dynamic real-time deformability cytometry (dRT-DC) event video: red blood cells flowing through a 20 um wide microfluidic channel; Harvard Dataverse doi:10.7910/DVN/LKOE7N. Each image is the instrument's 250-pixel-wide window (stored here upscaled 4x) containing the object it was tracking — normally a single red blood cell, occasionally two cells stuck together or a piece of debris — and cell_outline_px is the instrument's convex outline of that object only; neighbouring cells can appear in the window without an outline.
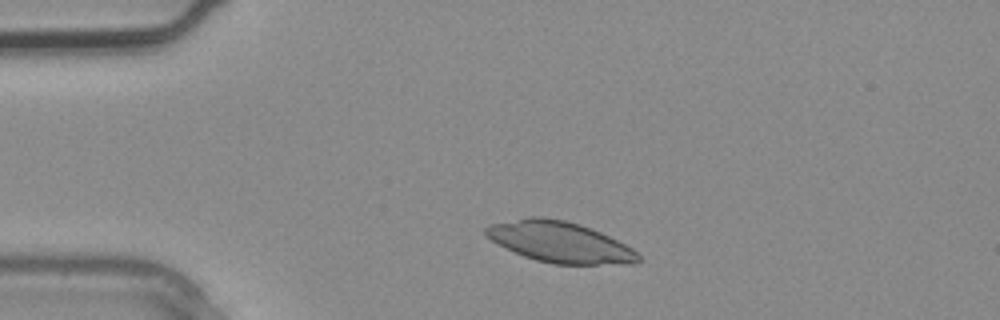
{"species": "common noctule bat (a hibernating species)", "species_latin": "Nyctalus noctula", "temperature_condition": "warm", "stored_images_in_passage": 1, "camera_frame_rate_fps": 3000, "um_per_image_px": 0.085, "animal": {"sex": "male", "body_mass_g": 20.4}, "frame": {"image": 1, "passage_image": 1, "time_ms": 0.0, "image_size_px": [1000, 320], "cell_outline_px": [[640, 260], [632, 264], [552, 264], [536, 260], [524, 256], [492, 240], [484, 232], [484, 228], [492, 224], [528, 216], [540, 216], [564, 220], [580, 224], [600, 232], [632, 248], [640, 256]], "centroid_in_image_um": [47.6, 20.57], "position_along_channel_um": 37.4, "area_um2": 35.89}}